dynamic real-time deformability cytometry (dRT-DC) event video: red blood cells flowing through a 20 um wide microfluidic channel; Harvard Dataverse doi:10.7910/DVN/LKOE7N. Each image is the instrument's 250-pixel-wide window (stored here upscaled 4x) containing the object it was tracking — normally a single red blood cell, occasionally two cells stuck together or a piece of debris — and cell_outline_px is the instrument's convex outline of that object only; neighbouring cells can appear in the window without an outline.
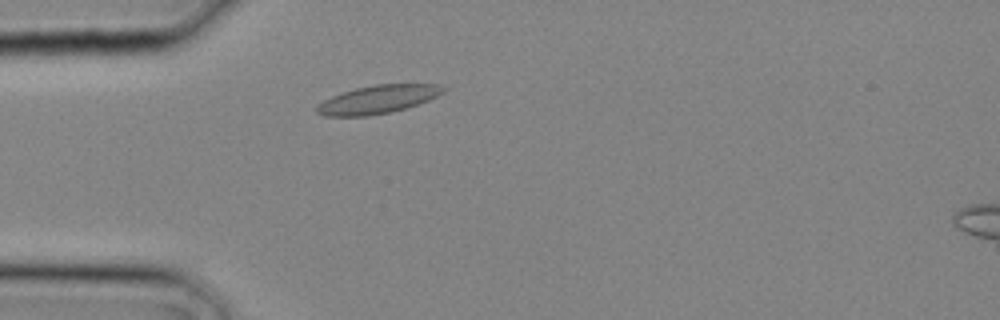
{"species": "common noctule bat (a hibernating species)", "species_latin": "Nyctalus noctula", "temperature_condition": "cold", "stored_images_in_passage": 20, "camera_frame_rate_fps": 3000, "um_per_image_px": 0.085, "animal": {"sex": "male", "body_mass_g": 20.4}, "frame": {"image": 1, "passage_image": 3, "time_ms": 0.667, "image_size_px": [1000, 320], "cell_outline_px": [[448, 88], [444, 92], [428, 100], [404, 108], [388, 112], [368, 116], [324, 116], [316, 112], [316, 108], [324, 100], [332, 96], [356, 88], [376, 84], [436, 84]], "centroid_in_image_um": [32.12, 8.44], "position_along_channel_um": 52.9, "area_um2": 20.46}}
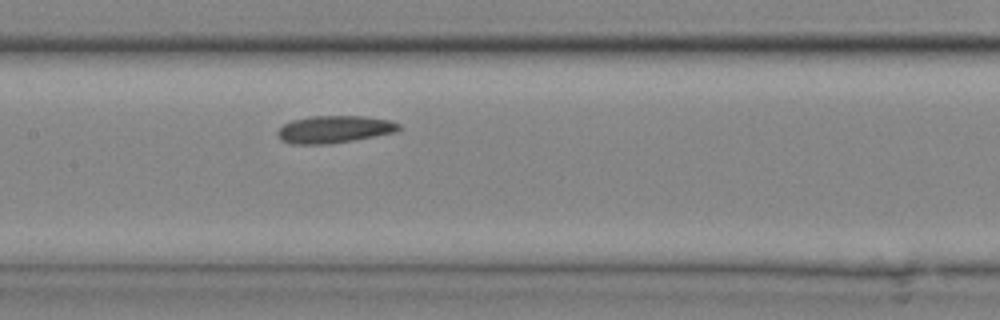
{"frame": {"image": 2, "passage_image": 9, "time_ms": 2.667, "image_size_px": [1000, 320], "cell_outline_px": [[400, 128], [396, 132], [376, 136], [332, 144], [292, 144], [280, 140], [276, 132], [284, 124], [292, 120], [312, 116], [364, 116], [392, 120], [400, 124]], "centroid_in_image_um": [28.42, 10.99], "position_along_channel_um": 179.0, "area_um2": 19.48}}
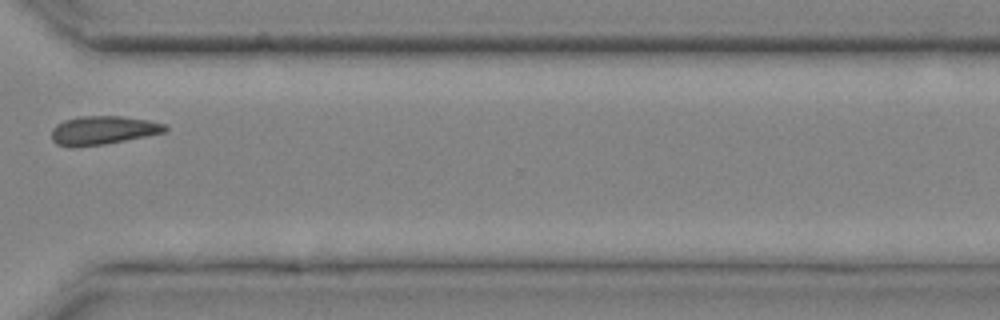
{"frame": {"image": 3, "passage_image": 17, "time_ms": 5.333, "image_size_px": [1000, 320], "cell_outline_px": [[168, 128], [164, 132], [104, 144], [72, 148], [68, 148], [56, 144], [52, 140], [52, 128], [56, 124], [64, 120], [80, 116], [120, 116], [148, 120], [164, 124]], "centroid_in_image_um": [8.67, 11.08], "position_along_channel_um": 361.9, "area_um2": 18.9}}